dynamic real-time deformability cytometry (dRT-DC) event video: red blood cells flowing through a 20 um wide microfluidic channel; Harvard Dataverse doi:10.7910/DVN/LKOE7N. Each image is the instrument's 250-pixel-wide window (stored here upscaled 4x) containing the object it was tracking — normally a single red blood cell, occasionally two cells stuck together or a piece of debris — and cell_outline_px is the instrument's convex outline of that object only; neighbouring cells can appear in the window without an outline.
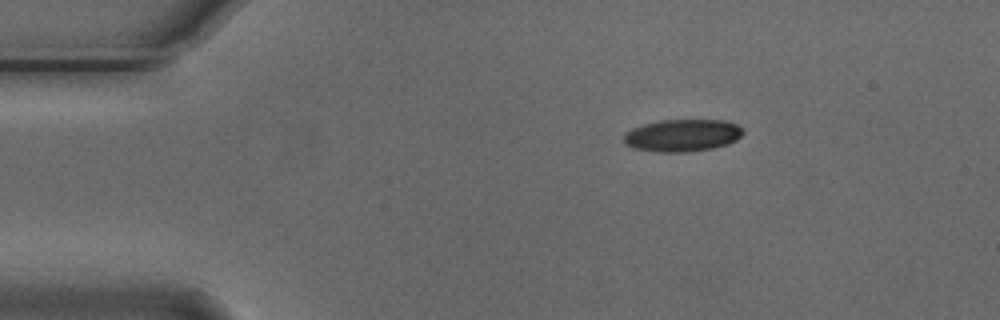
{"species": "Egyptian fruit bat (a non-hibernating species)", "species_latin": "Rousettus aegyptiacus", "temperature_condition": "cold", "stored_images_in_passage": 3, "camera_frame_rate_fps": 3000, "um_per_image_px": 0.085, "animal": {"sex": "male"}, "frame": {"image": 1, "passage_image": 1, "time_ms": 0.0, "image_size_px": [1000, 320], "cell_outline_px": [[744, 132], [736, 140], [728, 144], [712, 148], [688, 152], [656, 152], [636, 148], [624, 144], [624, 132], [632, 128], [644, 124], [660, 120], [724, 120], [736, 124], [744, 128]], "centroid_in_image_um": [58.01, 11.5], "position_along_channel_um": 27.0, "area_um2": 22.54}}
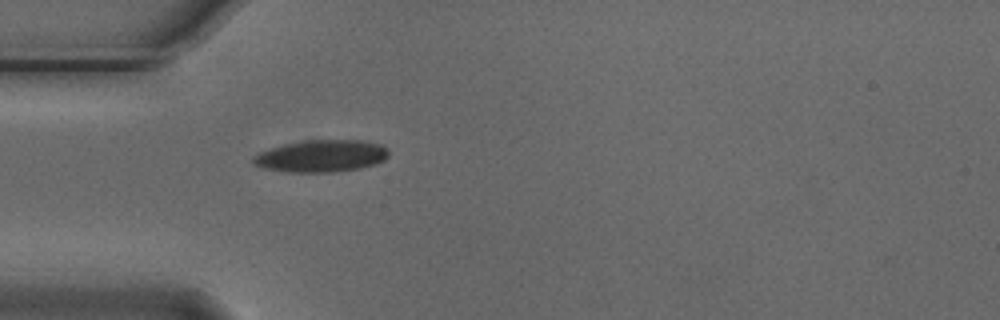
{"frame": {"image": 2, "passage_image": 3, "time_ms": 0.667, "image_size_px": [1000, 320], "cell_outline_px": [[388, 156], [384, 160], [376, 164], [360, 168], [332, 172], [288, 172], [264, 168], [252, 164], [252, 156], [256, 152], [284, 144], [304, 140], [364, 140], [380, 144], [388, 148]], "centroid_in_image_um": [27.29, 13.25], "position_along_channel_um": 57.7, "area_um2": 25.61}}